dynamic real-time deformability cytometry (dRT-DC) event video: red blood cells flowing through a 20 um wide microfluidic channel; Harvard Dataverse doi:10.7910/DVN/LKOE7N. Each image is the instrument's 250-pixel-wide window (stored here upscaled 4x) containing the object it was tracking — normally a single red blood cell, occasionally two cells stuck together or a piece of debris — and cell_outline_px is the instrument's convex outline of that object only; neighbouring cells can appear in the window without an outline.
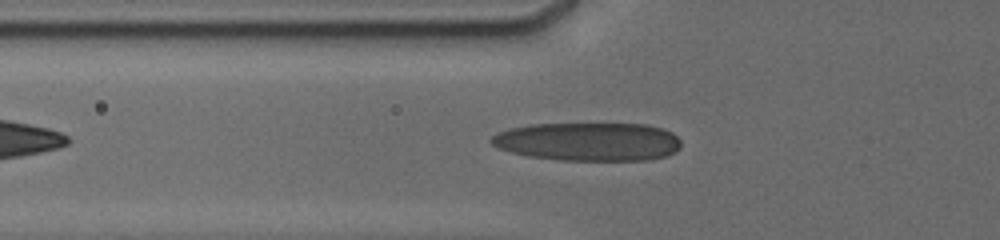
{"species": "human", "species_latin": "Homo sapiens", "temperature_condition": "cold", "stored_images_in_passage": 44, "camera_frame_rate_fps": 3000, "um_per_image_px": 0.085, "donor": {"sex": "male"}, "frame": {"image": 1, "passage_image": 7, "time_ms": 2.0, "image_size_px": [1000, 240], "cell_outline_px": [[680, 148], [676, 152], [668, 156], [648, 160], [556, 160], [528, 156], [512, 152], [500, 148], [492, 144], [488, 140], [496, 132], [508, 128], [528, 124], [644, 124], [660, 128], [672, 132], [680, 140]], "centroid_in_image_um": [49.99, 12.04], "position_along_channel_um": 75.8, "area_um2": 42.77}}
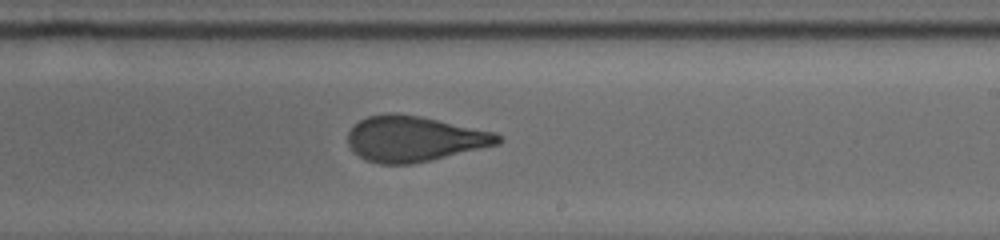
{"frame": {"image": 2, "passage_image": 22, "time_ms": 6.667, "image_size_px": [1000, 240], "cell_outline_px": [[504, 140], [500, 144], [412, 164], [380, 164], [368, 160], [360, 156], [348, 144], [348, 132], [352, 124], [368, 116], [388, 112], [396, 112], [420, 116], [496, 132], [504, 136]], "centroid_in_image_um": [35.24, 11.78], "position_along_channel_um": 253.8, "area_um2": 40.0}}
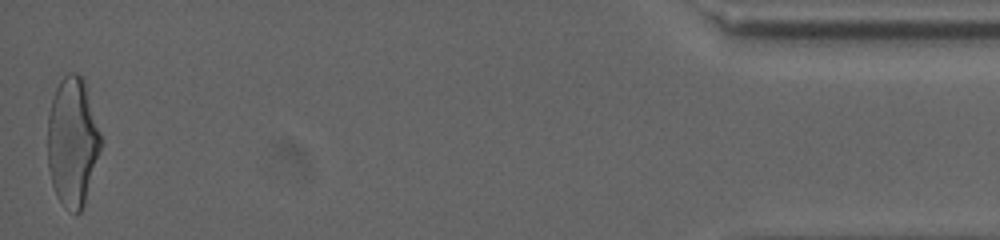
{"frame": {"image": 3, "passage_image": 44, "time_ms": 13.333, "image_size_px": [1000, 240], "cell_outline_px": [[100, 148], [84, 204], [80, 212], [76, 216], [64, 208], [56, 196], [52, 184], [48, 168], [48, 116], [52, 100], [56, 88], [60, 80], [68, 72], [76, 72], [84, 76], [100, 136]], "centroid_in_image_um": [6.14, 12.06], "position_along_channel_um": 429.1, "area_um2": 39.82}, "authors_computed_cell_mechanics": {"area_um2": 40.1999, "velocity_mm_per_s": 3.8101, "shape_relaxation_time_tau1_ms": 6.6864, "shape_relaxation_time_tau2_ms": 1.0109, "deformation_change_tau1": 0.2121, "deformation_change_tau2": 0.0879}}